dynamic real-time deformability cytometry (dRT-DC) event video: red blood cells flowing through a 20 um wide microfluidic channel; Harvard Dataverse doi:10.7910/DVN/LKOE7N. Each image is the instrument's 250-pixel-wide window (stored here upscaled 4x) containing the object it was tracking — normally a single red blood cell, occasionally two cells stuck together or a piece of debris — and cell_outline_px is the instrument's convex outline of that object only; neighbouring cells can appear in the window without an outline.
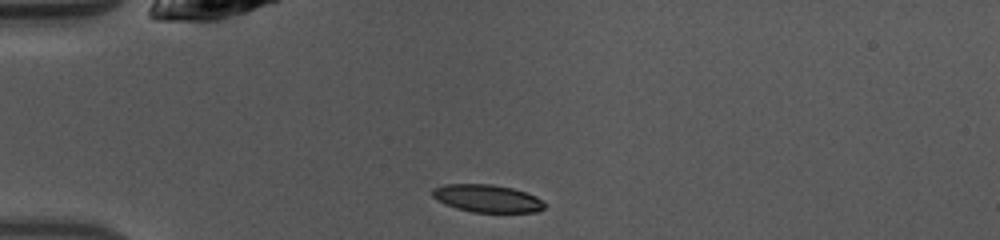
{"species": "common noctule bat (a hibernating species)", "species_latin": "Nyctalus noctula", "temperature_condition": "warm", "stored_images_in_passage": 37, "camera_frame_rate_fps": 3000, "um_per_image_px": 0.085, "animal": {"sex": "female", "body_mass_g": 10.0, "forearm_length_mm": 53.1}, "frame": {"image": 1, "passage_image": 1, "time_ms": 0.0, "image_size_px": [1000, 240], "cell_outline_px": [[544, 208], [536, 212], [472, 212], [456, 208], [444, 204], [436, 200], [432, 196], [432, 188], [444, 184], [492, 184], [512, 188], [536, 196], [544, 204]], "centroid_in_image_um": [41.35, 16.86], "position_along_channel_um": 43.6, "area_um2": 18.03}}
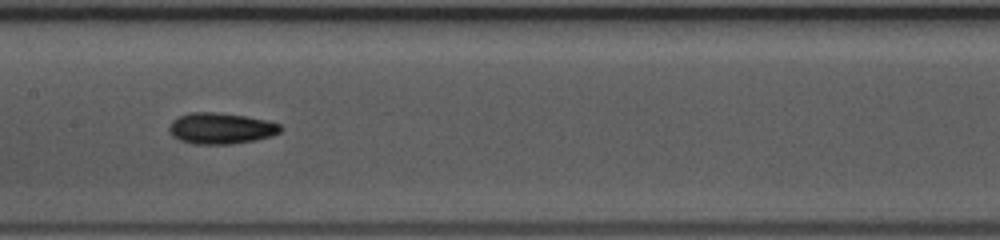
{"frame": {"image": 2, "passage_image": 13, "time_ms": 4.0, "image_size_px": [1000, 240], "cell_outline_px": [[284, 128], [280, 132], [272, 136], [256, 140], [232, 144], [196, 144], [180, 140], [172, 136], [168, 132], [168, 124], [176, 116], [188, 112], [216, 112], [244, 116], [268, 120], [280, 124]], "centroid_in_image_um": [18.75, 10.9], "position_along_channel_um": 188.6, "area_um2": 20.58}}
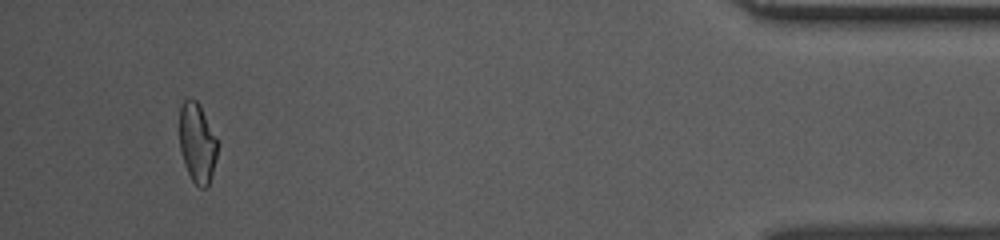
{"frame": {"image": 3, "passage_image": 34, "time_ms": 11.0, "image_size_px": [1000, 240], "cell_outline_px": [[220, 144], [208, 188], [200, 188], [192, 180], [184, 164], [180, 148], [180, 104], [188, 96], [196, 100], [200, 104], [220, 140]], "centroid_in_image_um": [16.81, 12.1], "position_along_channel_um": 418.4, "area_um2": 18.32}, "authors_computed_cell_mechanics": {"area_um2": 18.6694, "velocity_mm_per_s": 4.1796, "shape_relaxation_time_tau1_ms": 5.4266, "shape_relaxation_time_tau2_ms": 2.4674, "deformation_change_tau1": 0.1891, "deformation_change_tau2": 0.0891}}